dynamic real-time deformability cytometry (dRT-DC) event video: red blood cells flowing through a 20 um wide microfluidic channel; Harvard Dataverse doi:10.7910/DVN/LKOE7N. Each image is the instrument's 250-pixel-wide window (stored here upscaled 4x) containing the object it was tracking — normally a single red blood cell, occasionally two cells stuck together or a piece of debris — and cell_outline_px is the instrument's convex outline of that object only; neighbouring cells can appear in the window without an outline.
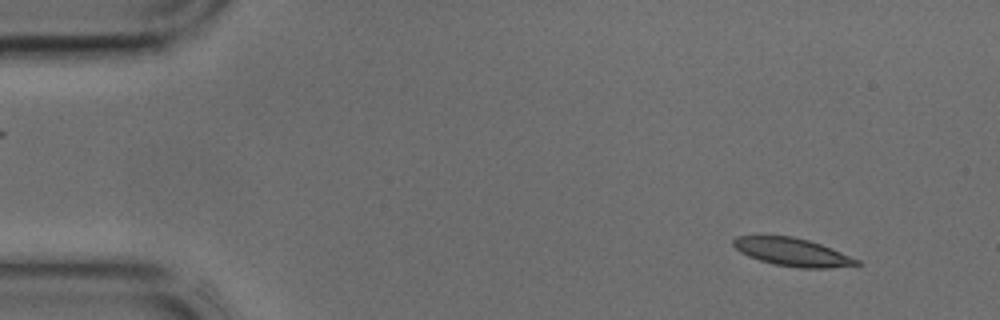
{"species": "common noctule bat (a hibernating species)", "species_latin": "Nyctalus noctula", "temperature_condition": "cold", "stored_images_in_passage": 12, "camera_frame_rate_fps": 3000, "um_per_image_px": 0.085, "animal": {"sex": "male", "body_mass_g": 17.9, "forearm_length_mm": 54.2}, "frame": {"image": 1, "passage_image": 3, "time_ms": 0.667, "image_size_px": [1000, 320], "cell_outline_px": [[864, 264], [828, 268], [800, 268], [772, 264], [748, 256], [740, 252], [732, 244], [732, 240], [736, 236], [792, 236], [808, 240], [820, 244], [860, 260]], "centroid_in_image_um": [67.35, 21.43], "position_along_channel_um": 17.7, "area_um2": 20.06}}
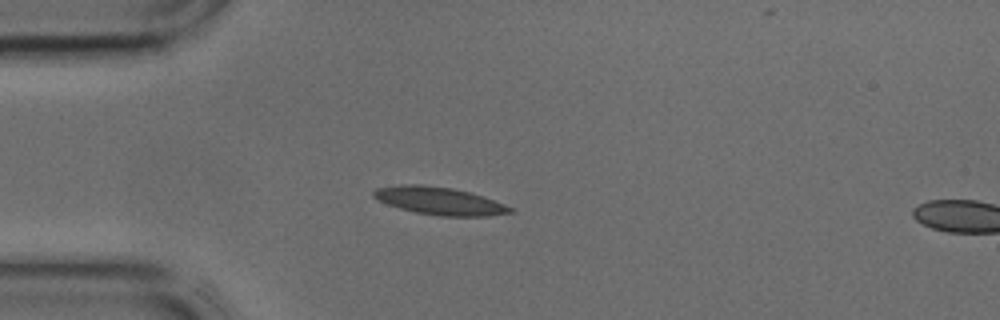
{"frame": {"image": 2, "passage_image": 10, "time_ms": 3.0, "image_size_px": [1000, 320], "cell_outline_px": [[516, 212], [488, 216], [440, 216], [416, 212], [400, 208], [376, 200], [372, 196], [372, 192], [376, 188], [400, 184], [420, 184], [452, 188], [472, 192], [504, 204], [512, 208]], "centroid_in_image_um": [37.34, 17.07], "position_along_channel_um": 47.7, "area_um2": 22.14}}